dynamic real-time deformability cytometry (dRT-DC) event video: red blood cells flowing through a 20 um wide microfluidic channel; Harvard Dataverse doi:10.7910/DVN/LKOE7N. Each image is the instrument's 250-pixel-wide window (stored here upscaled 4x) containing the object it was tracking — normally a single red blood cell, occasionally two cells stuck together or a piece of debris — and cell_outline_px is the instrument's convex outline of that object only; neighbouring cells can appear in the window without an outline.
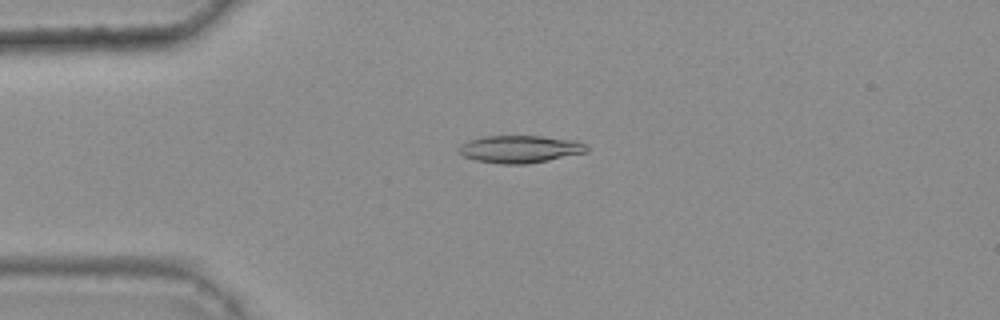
{"species": "common noctule bat (a hibernating species)", "species_latin": "Nyctalus noctula", "temperature_condition": "warm", "stored_images_in_passage": 47, "camera_frame_rate_fps": 3000, "um_per_image_px": 0.085, "animal": {"sex": "female", "body_mass_g": 25.1}, "frame": {"image": 1, "passage_image": 13, "time_ms": 4.0, "image_size_px": [1000, 320], "cell_outline_px": [[588, 152], [528, 164], [500, 164], [476, 160], [464, 156], [456, 148], [460, 144], [468, 140], [484, 136], [540, 136], [576, 140], [588, 144]], "centroid_in_image_um": [44.21, 12.67], "position_along_channel_um": 40.8, "area_um2": 20.63}}
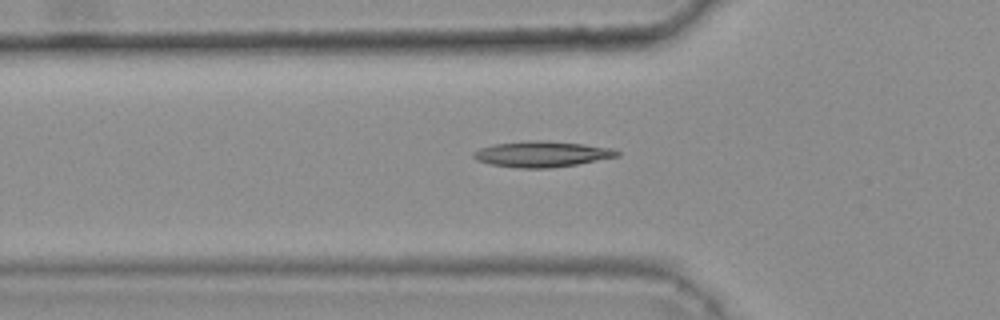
{"frame": {"image": 2, "passage_image": 18, "time_ms": 5.667, "image_size_px": [1000, 320], "cell_outline_px": [[620, 156], [576, 164], [552, 168], [516, 168], [492, 164], [476, 160], [472, 156], [472, 152], [480, 148], [492, 144], [528, 140], [548, 140], [584, 144], [612, 148], [620, 152]], "centroid_in_image_um": [46.04, 13.09], "position_along_channel_um": 79.8, "area_um2": 21.79}}
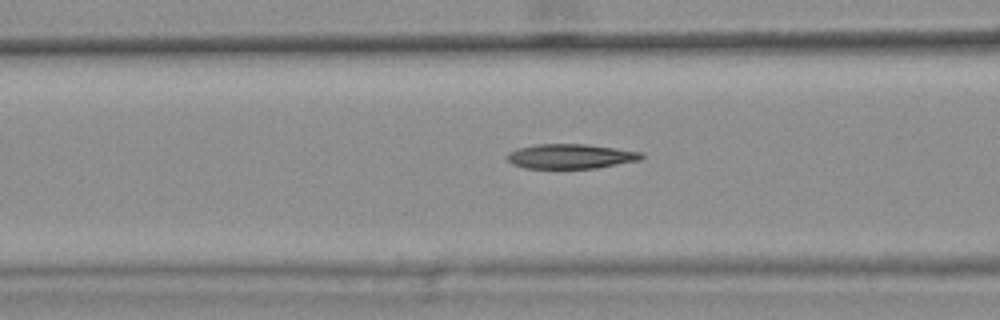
{"frame": {"image": 3, "passage_image": 21, "time_ms": 6.667, "image_size_px": [1000, 320], "cell_outline_px": [[644, 156], [640, 160], [596, 168], [524, 168], [512, 164], [504, 156], [508, 152], [516, 148], [536, 144], [584, 144], [616, 148], [640, 152]], "centroid_in_image_um": [48.44, 13.28], "position_along_channel_um": 118.2, "area_um2": 19.36}, "authors_computed_cell_mechanics": {"area_um2": 19.7676, "velocity_mm_per_s": 3.7947, "shape_relaxation_time_tau1_ms": null, "shape_relaxation_time_tau2_ms": 4.3634, "deformation_change_tau1": null, "deformation_change_tau2": 0.1393}}